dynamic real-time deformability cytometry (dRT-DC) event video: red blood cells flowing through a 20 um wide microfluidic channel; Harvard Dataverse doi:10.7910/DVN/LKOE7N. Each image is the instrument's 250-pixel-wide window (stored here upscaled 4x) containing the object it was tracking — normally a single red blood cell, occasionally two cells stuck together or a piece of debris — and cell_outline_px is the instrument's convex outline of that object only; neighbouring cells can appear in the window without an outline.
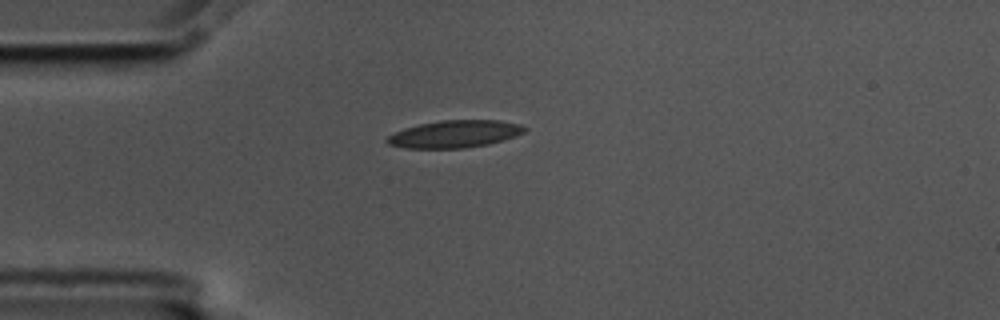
{"species": "common noctule bat (a hibernating species)", "species_latin": "Nyctalus noctula", "temperature_condition": "cold", "stored_images_in_passage": 43, "camera_frame_rate_fps": 3000, "um_per_image_px": 0.085, "animal": {"sex": "male", "body_mass_g": 17.5, "forearm_length_mm": 52.3}, "frame": {"image": 1, "passage_image": 1, "time_ms": 0.0, "image_size_px": [1000, 320], "cell_outline_px": [[528, 128], [524, 132], [488, 144], [464, 148], [404, 148], [388, 144], [384, 140], [388, 136], [404, 128], [420, 124], [440, 120], [500, 120], [520, 124]], "centroid_in_image_um": [38.61, 11.38], "position_along_channel_um": 46.4, "area_um2": 21.73}}
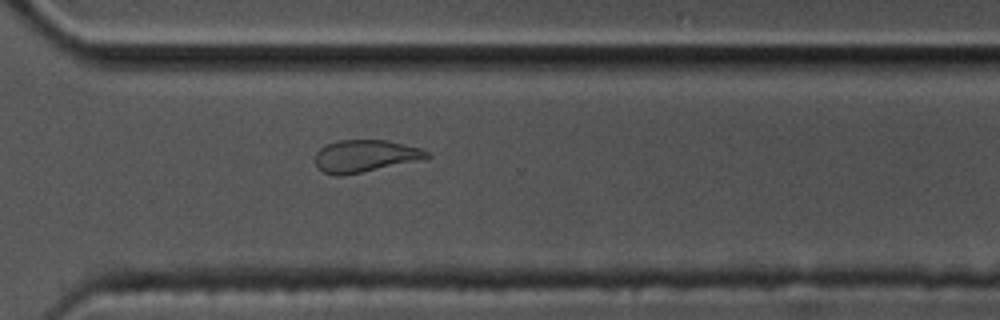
{"frame": {"image": 2, "passage_image": 27, "time_ms": 8.667, "image_size_px": [1000, 320], "cell_outline_px": [[432, 156], [416, 160], [344, 176], [336, 176], [324, 172], [316, 164], [316, 152], [324, 144], [336, 140], [388, 140], [420, 148], [428, 152]], "centroid_in_image_um": [30.98, 13.24], "position_along_channel_um": 339.6, "area_um2": 20.75}}
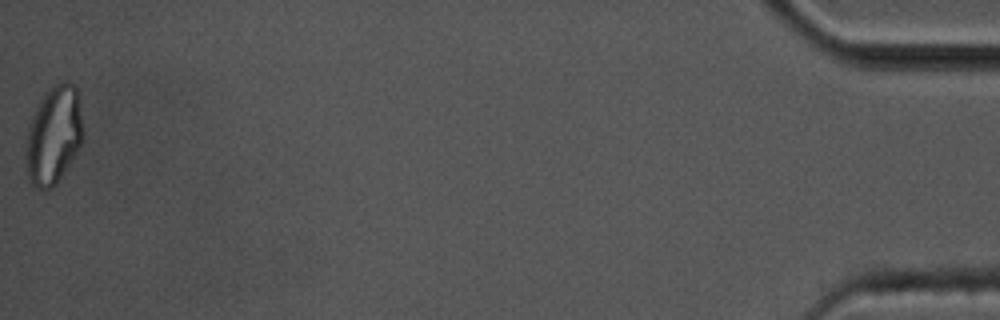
{"frame": {"image": 3, "passage_image": 43, "time_ms": 14.0, "image_size_px": [1000, 320], "cell_outline_px": [[80, 148], [56, 184], [52, 188], [44, 192], [36, 188], [28, 180], [24, 156], [24, 148], [28, 124], [40, 100], [48, 88], [60, 80], [68, 80], [76, 84], [80, 116]], "centroid_in_image_um": [4.49, 11.52], "position_along_channel_um": 430.7, "area_um2": 33.0}, "authors_computed_cell_mechanics": {"area_um2": 21.675, "velocity_mm_per_s": 3.5548, "shape_relaxation_time_tau1_ms": null, "shape_relaxation_time_tau2_ms": 4.7973, "deformation_change_tau1": null, "deformation_change_tau2": 0.1116}}